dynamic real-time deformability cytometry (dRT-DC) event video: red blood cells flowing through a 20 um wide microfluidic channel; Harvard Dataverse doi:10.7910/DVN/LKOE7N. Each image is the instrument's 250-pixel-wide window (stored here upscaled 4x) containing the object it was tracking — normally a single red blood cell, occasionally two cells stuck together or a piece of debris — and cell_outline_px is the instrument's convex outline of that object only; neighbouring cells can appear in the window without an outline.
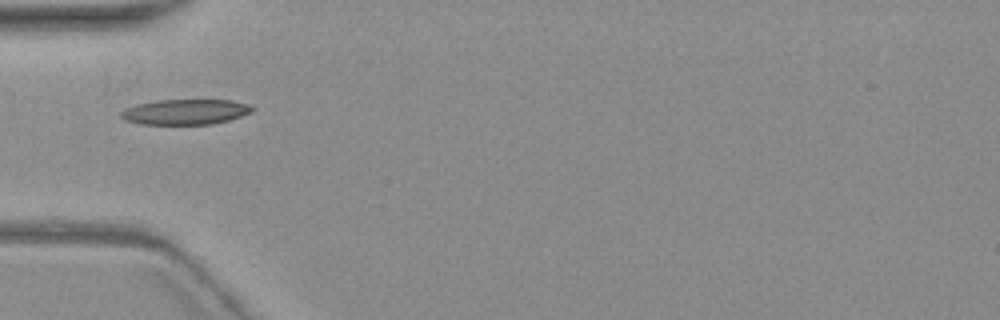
{"species": "common noctule bat (a hibernating species)", "species_latin": "Nyctalus noctula", "temperature_condition": "warm", "stored_images_in_passage": 7, "camera_frame_rate_fps": 3000, "um_per_image_px": 0.085, "animal": {"sex": "female", "body_mass_g": 19.3, "forearm_length_mm": 54.1}, "frame": {"image": 1, "passage_image": 5, "time_ms": 5.0, "image_size_px": [1000, 320], "cell_outline_px": [[256, 108], [252, 112], [228, 120], [212, 124], [140, 124], [124, 120], [120, 116], [120, 112], [124, 108], [136, 104], [156, 100], [232, 100], [248, 104]], "centroid_in_image_um": [15.73, 9.5], "position_along_channel_um": 69.3, "area_um2": 19.48}}
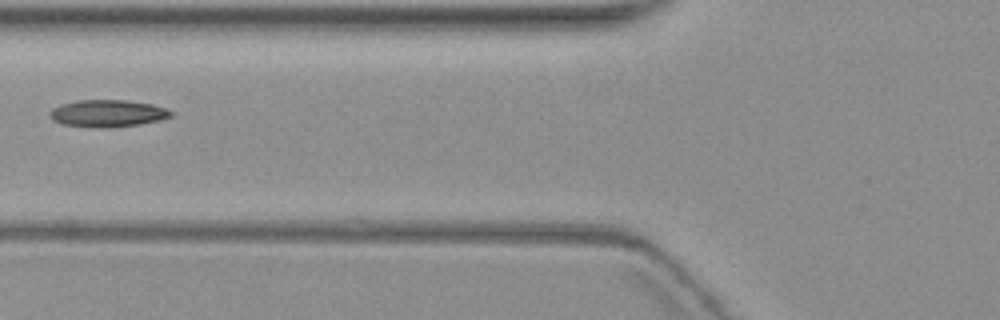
{"frame": {"image": 2, "passage_image": 6, "time_ms": 6.333, "image_size_px": [1000, 320], "cell_outline_px": [[172, 116], [160, 120], [140, 124], [112, 128], [100, 128], [64, 124], [52, 120], [48, 116], [48, 112], [52, 108], [76, 100], [128, 100], [152, 104], [164, 108], [172, 112]], "centroid_in_image_um": [9.13, 9.64], "position_along_channel_um": 116.7, "area_um2": 19.19}}
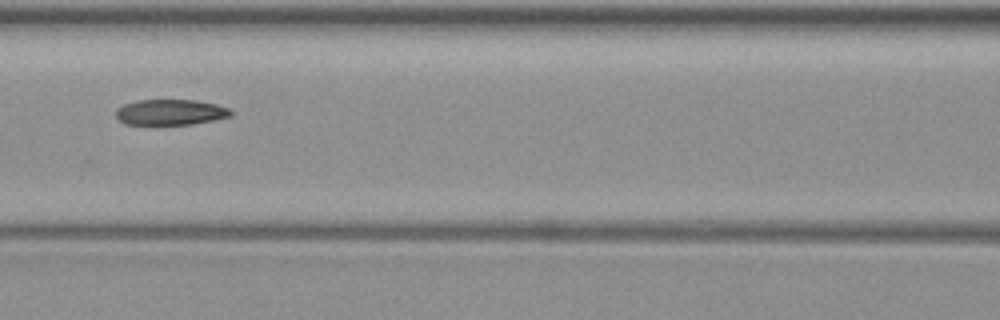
{"frame": {"image": 3, "passage_image": 7, "time_ms": 7.333, "image_size_px": [1000, 320], "cell_outline_px": [[232, 116], [192, 124], [124, 124], [116, 116], [116, 108], [124, 104], [136, 100], [196, 100], [216, 104], [228, 108], [232, 112]], "centroid_in_image_um": [14.47, 9.53], "position_along_channel_um": 152.1, "area_um2": 17.11}}